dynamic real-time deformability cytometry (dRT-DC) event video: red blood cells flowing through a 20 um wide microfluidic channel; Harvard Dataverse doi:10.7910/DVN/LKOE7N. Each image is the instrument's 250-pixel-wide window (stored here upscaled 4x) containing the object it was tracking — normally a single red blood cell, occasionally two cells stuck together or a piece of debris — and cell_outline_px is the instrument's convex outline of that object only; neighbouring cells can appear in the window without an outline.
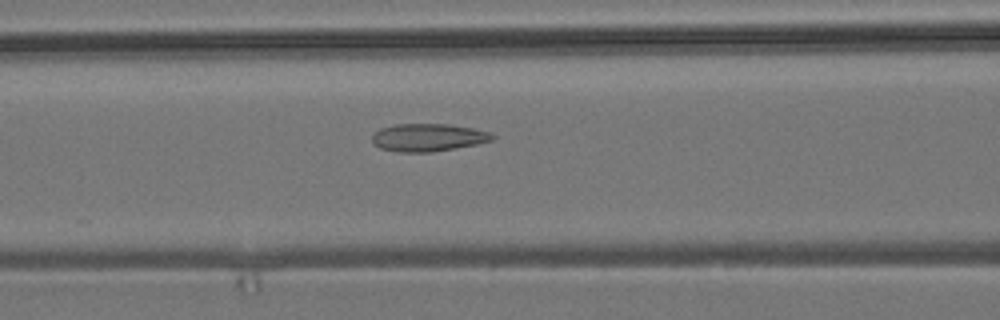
{"species": "common noctule bat (a hibernating species)", "species_latin": "Nyctalus noctula", "temperature_condition": "room temperature", "stored_images_in_passage": 8, "camera_frame_rate_fps": 3000, "um_per_image_px": 0.085, "animal": {"sex": "male", "body_mass_g": 19.2, "forearm_length_mm": 51.8}, "frame": {"image": 1, "passage_image": 8, "time_ms": 9.667, "image_size_px": [1000, 320], "cell_outline_px": [[496, 136], [492, 140], [476, 144], [456, 148], [432, 152], [396, 152], [380, 148], [372, 144], [372, 136], [380, 128], [396, 124], [448, 124], [472, 128], [492, 132]], "centroid_in_image_um": [36.38, 11.69], "position_along_channel_um": 130.2, "area_um2": 19.54}}